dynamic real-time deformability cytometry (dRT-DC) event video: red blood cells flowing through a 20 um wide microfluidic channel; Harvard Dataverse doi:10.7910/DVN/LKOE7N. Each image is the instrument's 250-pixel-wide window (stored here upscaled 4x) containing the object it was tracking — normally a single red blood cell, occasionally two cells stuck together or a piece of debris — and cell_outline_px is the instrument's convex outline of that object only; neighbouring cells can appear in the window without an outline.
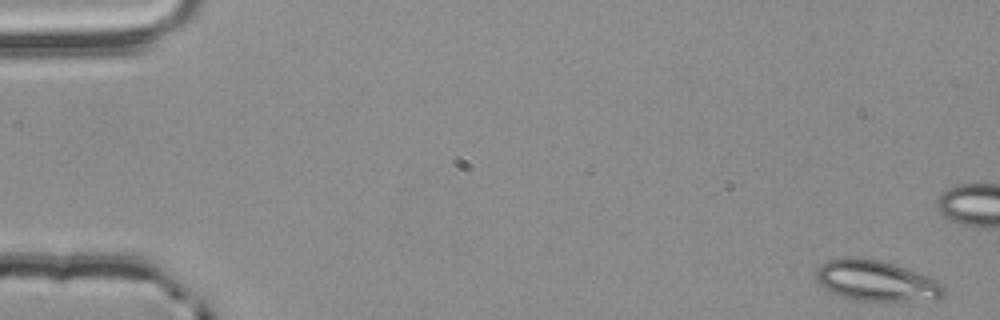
{"species": "common noctule bat (a hibernating species)", "species_latin": "Nyctalus noctula", "temperature_condition": "room temperature", "stored_images_in_passage": 55, "camera_frame_rate_fps": 3000, "um_per_image_px": 0.085, "animal": {"sex": "male", "body_mass_g": 20.4}, "frame": {"image": 1, "passage_image": 1, "time_ms": 0.0, "image_size_px": [1000, 320], "cell_outline_px": [[944, 296], [936, 300], [856, 300], [840, 296], [824, 288], [820, 284], [816, 276], [816, 268], [828, 260], [852, 256], [880, 260], [904, 268], [936, 280], [944, 288]], "centroid_in_image_um": [74.44, 23.86], "position_along_channel_um": 10.6, "area_um2": 29.82}}
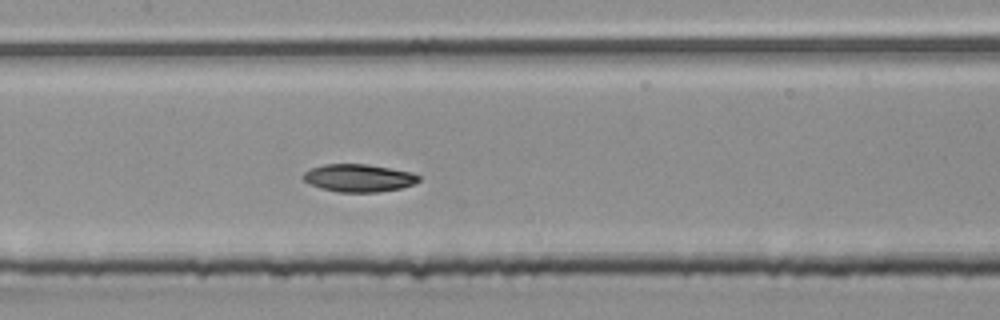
{"frame": {"image": 2, "passage_image": 26, "time_ms": 8.333, "image_size_px": [1000, 320], "cell_outline_px": [[420, 180], [412, 184], [400, 188], [376, 192], [340, 192], [320, 188], [304, 180], [300, 176], [304, 172], [312, 168], [324, 164], [368, 164], [412, 172], [420, 176]], "centroid_in_image_um": [30.48, 15.12], "position_along_channel_um": 176.9, "area_um2": 18.55}}
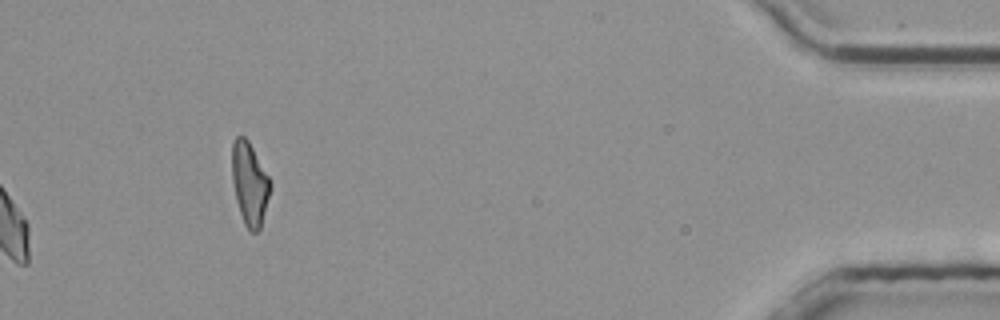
{"frame": {"image": 3, "passage_image": 55, "time_ms": 18.0, "image_size_px": [1000, 320], "cell_outline_px": [[272, 188], [260, 228], [256, 232], [248, 232], [244, 224], [236, 200], [232, 180], [232, 144], [236, 136], [244, 136], [248, 140], [268, 176], [272, 184]], "centroid_in_image_um": [21.22, 15.63], "position_along_channel_um": 414.0, "area_um2": 18.5}, "authors_computed_cell_mechanics": {"area_um2": 18.785, "velocity_mm_per_s": 3.8342, "shape_relaxation_time_tau1_ms": 5.0441, "shape_relaxation_time_tau2_ms": 7.3132, "deformation_change_tau1": 0.117, "deformation_change_tau2": 0.0938}}